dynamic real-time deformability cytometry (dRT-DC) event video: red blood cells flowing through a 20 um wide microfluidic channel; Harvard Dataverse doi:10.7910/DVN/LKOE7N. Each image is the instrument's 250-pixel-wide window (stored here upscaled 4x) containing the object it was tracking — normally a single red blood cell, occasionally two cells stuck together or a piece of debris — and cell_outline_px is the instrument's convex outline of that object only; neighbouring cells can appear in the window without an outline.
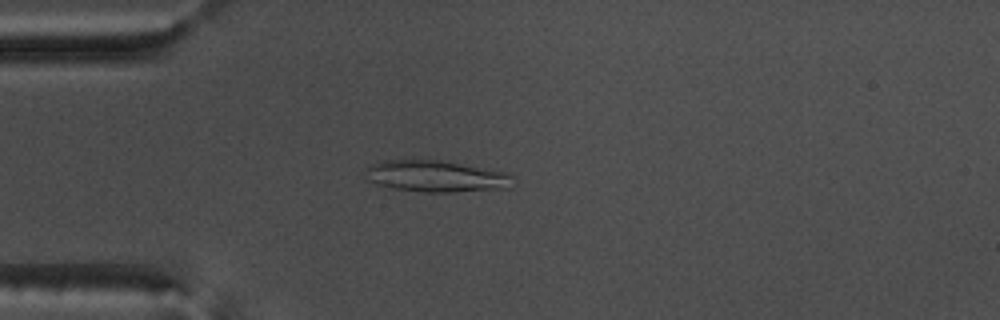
{"species": "common noctule bat (a hibernating species)", "species_latin": "Nyctalus noctula", "temperature_condition": "warm", "stored_images_in_passage": 54, "camera_frame_rate_fps": 3000, "um_per_image_px": 0.085, "animal": {"sex": "male", "body_mass_g": 17.5, "forearm_length_mm": 52.3}, "frame": {"image": 1, "passage_image": 15, "time_ms": 4.667, "image_size_px": [1000, 320], "cell_outline_px": [[512, 188], [452, 192], [420, 192], [396, 188], [376, 184], [368, 180], [364, 176], [364, 168], [372, 164], [384, 160], [440, 160], [508, 172], [512, 176]], "centroid_in_image_um": [37.06, 14.98], "position_along_channel_um": 47.9, "area_um2": 27.28}}
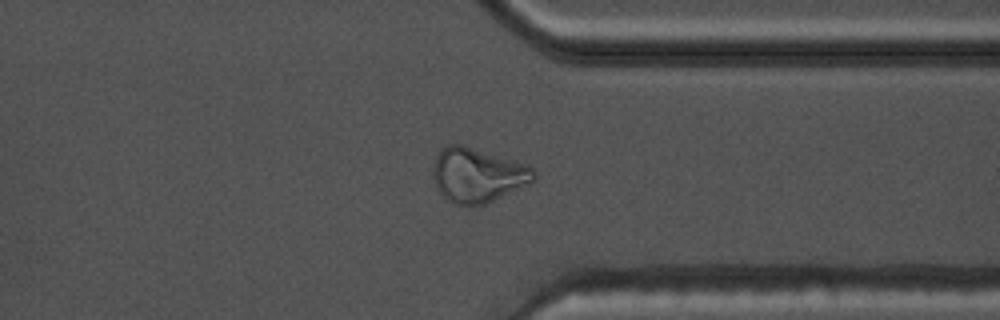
{"frame": {"image": 2, "passage_image": 42, "time_ms": 13.667, "image_size_px": [1000, 320], "cell_outline_px": [[536, 180], [528, 184], [484, 204], [456, 204], [448, 200], [440, 192], [432, 176], [432, 168], [436, 156], [440, 148], [448, 144], [460, 144], [528, 164], [536, 172]], "centroid_in_image_um": [40.59, 14.85], "position_along_channel_um": 370.8, "area_um2": 31.73}}
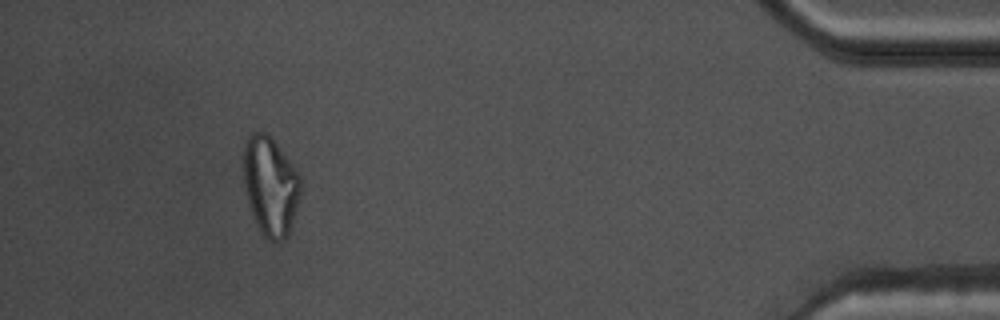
{"frame": {"image": 3, "passage_image": 50, "time_ms": 16.333, "image_size_px": [1000, 320], "cell_outline_px": [[300, 196], [288, 236], [284, 240], [276, 244], [268, 240], [264, 236], [256, 224], [248, 200], [244, 184], [244, 144], [248, 136], [252, 132], [264, 132], [276, 144], [292, 164], [300, 176]], "centroid_in_image_um": [22.99, 15.85], "position_along_channel_um": 412.2, "area_um2": 32.6}, "authors_computed_cell_mechanics": {"area_um2": 27.6284, "velocity_mm_per_s": 3.774, "shape_relaxation_time_tau1_ms": null, "shape_relaxation_time_tau2_ms": 2.575, "deformation_change_tau1": null, "deformation_change_tau2": 0.1095}}